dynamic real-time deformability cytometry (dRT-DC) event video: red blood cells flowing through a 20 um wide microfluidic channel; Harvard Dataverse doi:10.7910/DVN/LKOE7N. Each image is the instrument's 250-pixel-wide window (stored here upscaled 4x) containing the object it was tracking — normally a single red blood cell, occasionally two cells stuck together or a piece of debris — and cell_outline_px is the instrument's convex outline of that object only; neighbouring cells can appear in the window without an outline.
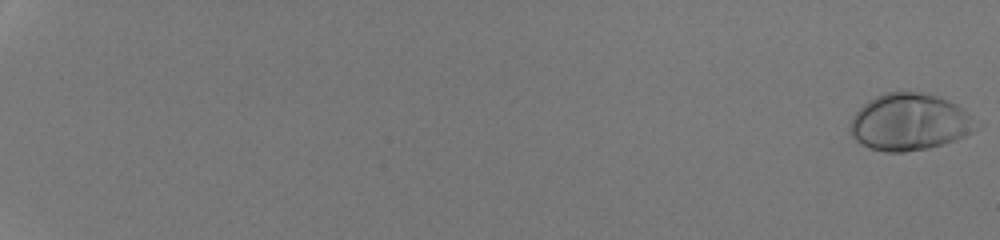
{"species": "human", "species_latin": "Homo sapiens", "temperature_condition": "room temperature", "stored_images_in_passage": 54, "camera_frame_rate_fps": 3000, "um_per_image_px": 0.085, "donor": {"sex": "male"}, "frame": {"image": 1, "passage_image": 1, "time_ms": 0.0, "image_size_px": [1000, 240], "cell_outline_px": [[984, 124], [980, 128], [956, 140], [944, 144], [928, 148], [904, 152], [884, 152], [868, 148], [860, 144], [852, 136], [848, 128], [856, 112], [868, 100], [884, 92], [900, 88], [920, 92], [936, 96], [948, 100], [964, 108]], "centroid_in_image_um": [77.37, 10.35], "position_along_channel_um": 7.6, "area_um2": 42.95}}
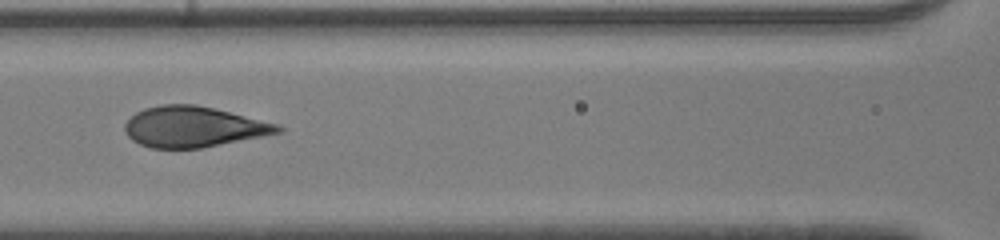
{"frame": {"image": 2, "passage_image": 30, "time_ms": 9.667, "image_size_px": [1000, 240], "cell_outline_px": [[284, 132], [200, 148], [148, 148], [132, 140], [124, 132], [124, 124], [136, 112], [144, 108], [160, 104], [196, 104], [280, 124], [284, 128]], "centroid_in_image_um": [16.44, 10.78], "position_along_channel_um": 150.2, "area_um2": 36.36}}
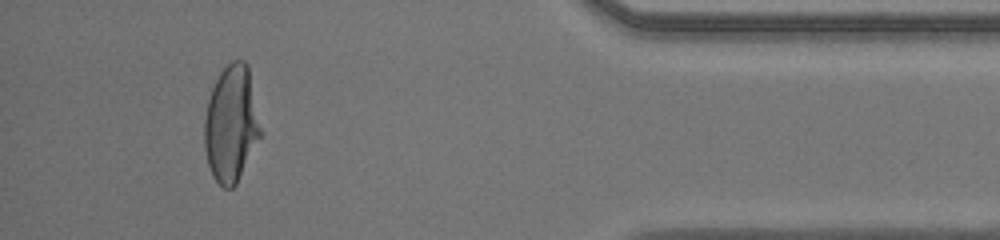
{"frame": {"image": 3, "passage_image": 51, "time_ms": 16.667, "image_size_px": [1000, 240], "cell_outline_px": [[260, 136], [236, 184], [232, 188], [224, 188], [212, 176], [208, 164], [204, 148], [204, 120], [208, 100], [212, 88], [220, 72], [232, 60], [244, 60], [248, 64], [260, 128]], "centroid_in_image_um": [19.62, 10.53], "position_along_channel_um": 415.6, "area_um2": 37.63}}